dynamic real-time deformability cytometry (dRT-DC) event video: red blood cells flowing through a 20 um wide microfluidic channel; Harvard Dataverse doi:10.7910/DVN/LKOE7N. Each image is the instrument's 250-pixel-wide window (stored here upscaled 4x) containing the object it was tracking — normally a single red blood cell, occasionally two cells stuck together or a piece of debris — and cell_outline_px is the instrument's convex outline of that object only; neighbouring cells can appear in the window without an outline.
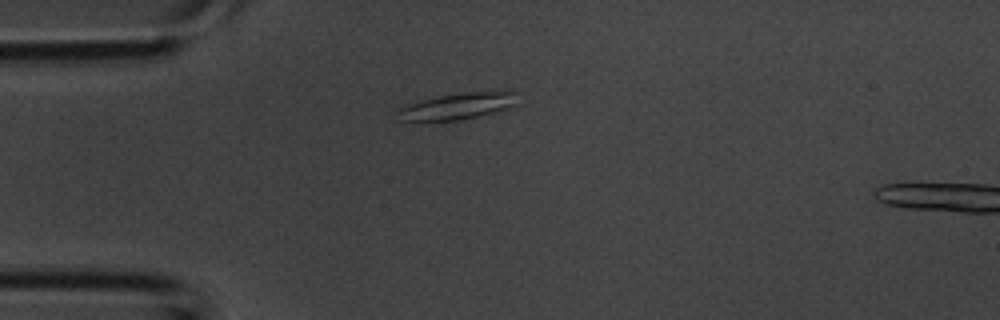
{"species": "common noctule bat (a hibernating species)", "species_latin": "Nyctalus noctula", "temperature_condition": "room temperature", "stored_images_in_passage": 4, "segment_of_instrument_passage": [2, 2], "camera_frame_rate_fps": 3000, "um_per_image_px": 0.085, "animal": {"sex": "male", "body_mass_g": 20.1, "forearm_length_mm": 53.5}, "frame": {"image": 1, "passage_image": 4, "time_ms": 1.0, "image_size_px": [1000, 320], "cell_outline_px": [[520, 104], [496, 112], [460, 120], [400, 120], [396, 112], [396, 108], [420, 100], [440, 96], [496, 88], [504, 88], [516, 92]], "centroid_in_image_um": [39.06, 8.97], "position_along_channel_um": 45.9, "area_um2": 19.13}}